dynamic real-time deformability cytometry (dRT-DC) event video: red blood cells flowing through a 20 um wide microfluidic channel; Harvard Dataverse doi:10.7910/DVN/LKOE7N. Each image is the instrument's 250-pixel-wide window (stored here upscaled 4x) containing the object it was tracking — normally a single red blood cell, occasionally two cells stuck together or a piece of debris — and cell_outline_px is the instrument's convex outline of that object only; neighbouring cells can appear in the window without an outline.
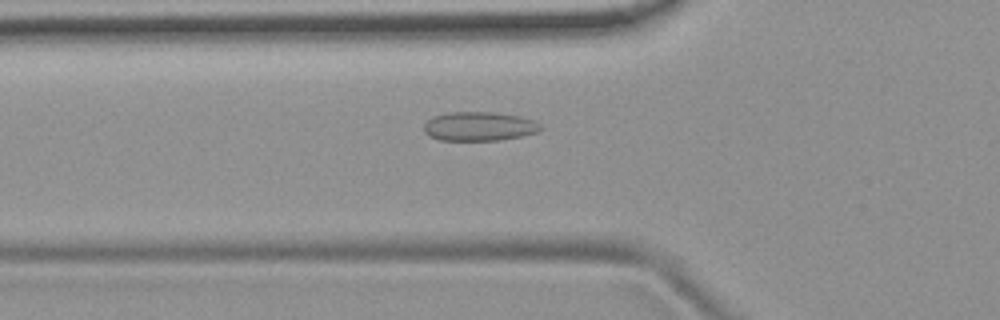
{"species": "common noctule bat (a hibernating species)", "species_latin": "Nyctalus noctula", "temperature_condition": "room temperature", "stored_images_in_passage": 33, "camera_frame_rate_fps": 3000, "um_per_image_px": 0.085, "animal": {"sex": "female", "body_mass_g": 19.9}, "frame": {"image": 1, "passage_image": 2, "time_ms": 0.333, "image_size_px": [1000, 320], "cell_outline_px": [[544, 128], [536, 132], [520, 136], [500, 140], [440, 140], [428, 136], [424, 132], [424, 124], [432, 116], [448, 112], [492, 112], [520, 116], [532, 120], [540, 124]], "centroid_in_image_um": [40.7, 10.73], "position_along_channel_um": 85.1, "area_um2": 19.77}}
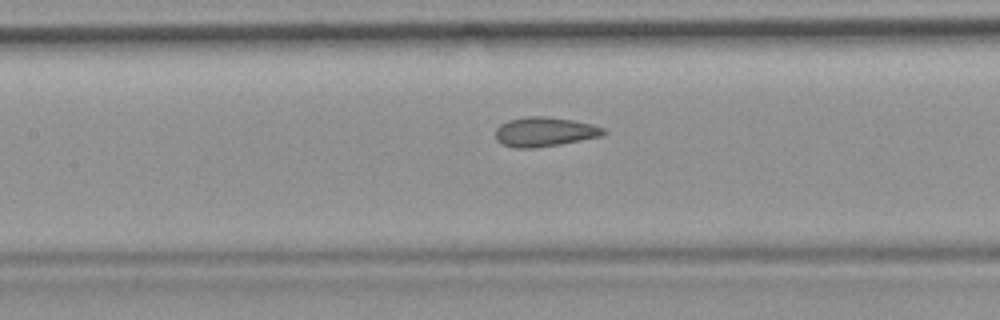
{"frame": {"image": 2, "passage_image": 8, "time_ms": 2.333, "image_size_px": [1000, 320], "cell_outline_px": [[608, 132], [604, 136], [560, 144], [536, 148], [516, 148], [504, 144], [496, 140], [496, 128], [500, 124], [508, 120], [528, 116], [544, 116], [572, 120], [592, 124], [604, 128]], "centroid_in_image_um": [46.32, 11.2], "position_along_channel_um": 161.1, "area_um2": 18.61}}
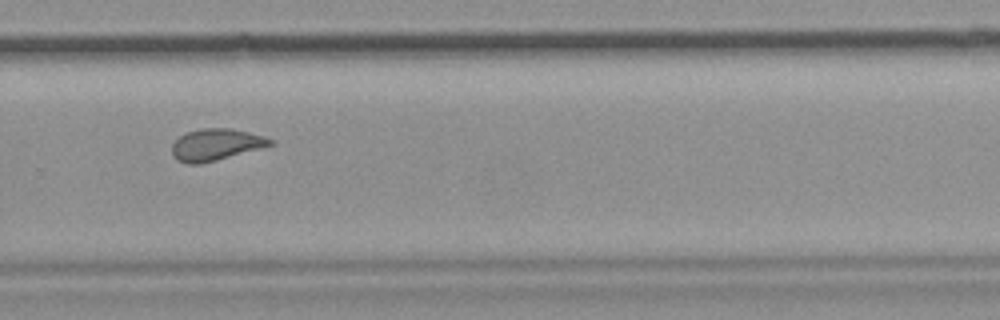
{"frame": {"image": 3, "passage_image": 20, "time_ms": 6.333, "image_size_px": [1000, 320], "cell_outline_px": [[272, 144], [216, 160], [196, 164], [188, 164], [176, 160], [172, 156], [172, 144], [180, 136], [188, 132], [204, 128], [228, 128], [248, 132], [264, 136], [272, 140]], "centroid_in_image_um": [18.28, 12.29], "position_along_channel_um": 311.5, "area_um2": 17.69}}